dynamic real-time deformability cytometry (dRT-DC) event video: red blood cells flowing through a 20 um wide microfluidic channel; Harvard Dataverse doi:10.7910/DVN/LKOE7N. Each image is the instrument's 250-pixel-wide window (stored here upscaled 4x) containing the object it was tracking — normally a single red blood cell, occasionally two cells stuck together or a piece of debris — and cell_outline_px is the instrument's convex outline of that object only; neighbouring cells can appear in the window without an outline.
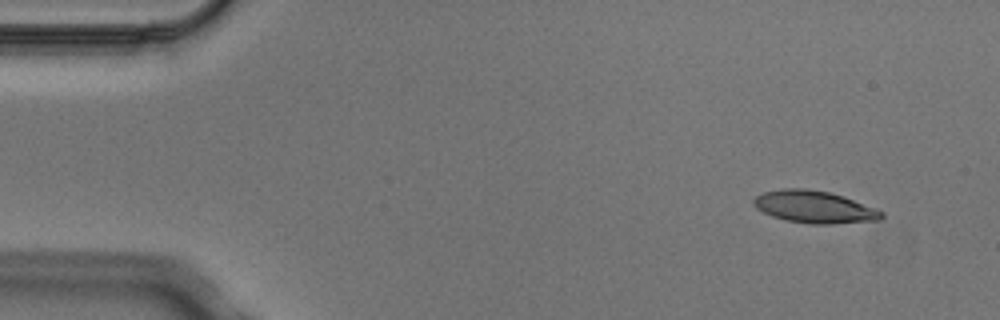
{"species": "Egyptian fruit bat (a non-hibernating species)", "species_latin": "Rousettus aegyptiacus", "temperature_condition": "cold", "stored_images_in_passage": 4, "camera_frame_rate_fps": 3000, "um_per_image_px": 0.085, "animal": {"sex": "male"}, "frame": {"image": 1, "passage_image": 1, "time_ms": 0.0, "image_size_px": [1000, 320], "cell_outline_px": [[884, 216], [880, 220], [832, 224], [808, 224], [784, 220], [772, 216], [756, 208], [752, 204], [752, 200], [756, 196], [764, 192], [784, 188], [804, 188], [828, 192], [844, 196], [876, 208], [884, 212]], "centroid_in_image_um": [69.22, 17.6], "position_along_channel_um": 15.8, "area_um2": 24.22}}